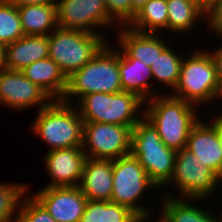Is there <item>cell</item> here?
I'll return each instance as SVG.
<instances>
[{
  "mask_svg": "<svg viewBox=\"0 0 222 222\" xmlns=\"http://www.w3.org/2000/svg\"><path fill=\"white\" fill-rule=\"evenodd\" d=\"M144 107V117L157 129L167 148L175 151L186 148L189 133L200 120L195 105L170 94H160L144 102Z\"/></svg>",
  "mask_w": 222,
  "mask_h": 222,
  "instance_id": "obj_1",
  "label": "cell"
},
{
  "mask_svg": "<svg viewBox=\"0 0 222 222\" xmlns=\"http://www.w3.org/2000/svg\"><path fill=\"white\" fill-rule=\"evenodd\" d=\"M120 78L119 48L114 49L106 43L88 63L67 78L62 101L72 103L69 100L74 96H79L80 100L83 96L96 92H122Z\"/></svg>",
  "mask_w": 222,
  "mask_h": 222,
  "instance_id": "obj_2",
  "label": "cell"
},
{
  "mask_svg": "<svg viewBox=\"0 0 222 222\" xmlns=\"http://www.w3.org/2000/svg\"><path fill=\"white\" fill-rule=\"evenodd\" d=\"M73 104L52 100L38 110L31 130L51 146L49 150L82 146L84 122Z\"/></svg>",
  "mask_w": 222,
  "mask_h": 222,
  "instance_id": "obj_3",
  "label": "cell"
},
{
  "mask_svg": "<svg viewBox=\"0 0 222 222\" xmlns=\"http://www.w3.org/2000/svg\"><path fill=\"white\" fill-rule=\"evenodd\" d=\"M194 51L183 58L178 83L170 94L192 105L212 103L222 97V84L216 75V67L208 50Z\"/></svg>",
  "mask_w": 222,
  "mask_h": 222,
  "instance_id": "obj_4",
  "label": "cell"
},
{
  "mask_svg": "<svg viewBox=\"0 0 222 222\" xmlns=\"http://www.w3.org/2000/svg\"><path fill=\"white\" fill-rule=\"evenodd\" d=\"M130 154L138 159L157 188H163L170 180L176 151L165 146L157 129L144 116L132 129Z\"/></svg>",
  "mask_w": 222,
  "mask_h": 222,
  "instance_id": "obj_5",
  "label": "cell"
},
{
  "mask_svg": "<svg viewBox=\"0 0 222 222\" xmlns=\"http://www.w3.org/2000/svg\"><path fill=\"white\" fill-rule=\"evenodd\" d=\"M78 101L80 105L77 107L80 108L78 111L83 122L119 124L133 129L144 116V110L140 111L144 101L131 92H96L85 95Z\"/></svg>",
  "mask_w": 222,
  "mask_h": 222,
  "instance_id": "obj_6",
  "label": "cell"
},
{
  "mask_svg": "<svg viewBox=\"0 0 222 222\" xmlns=\"http://www.w3.org/2000/svg\"><path fill=\"white\" fill-rule=\"evenodd\" d=\"M101 34L57 27L49 34L48 57L68 78L88 63L107 43Z\"/></svg>",
  "mask_w": 222,
  "mask_h": 222,
  "instance_id": "obj_7",
  "label": "cell"
},
{
  "mask_svg": "<svg viewBox=\"0 0 222 222\" xmlns=\"http://www.w3.org/2000/svg\"><path fill=\"white\" fill-rule=\"evenodd\" d=\"M112 176L111 202L127 206L137 215H150V208L141 206L138 200L144 192L159 189L149 179L138 159L131 154L114 159Z\"/></svg>",
  "mask_w": 222,
  "mask_h": 222,
  "instance_id": "obj_8",
  "label": "cell"
},
{
  "mask_svg": "<svg viewBox=\"0 0 222 222\" xmlns=\"http://www.w3.org/2000/svg\"><path fill=\"white\" fill-rule=\"evenodd\" d=\"M170 183L177 188L181 199H206L212 196L214 191L220 186V177L205 166L197 156L186 148L176 151L175 165ZM217 188V189H215Z\"/></svg>",
  "mask_w": 222,
  "mask_h": 222,
  "instance_id": "obj_9",
  "label": "cell"
},
{
  "mask_svg": "<svg viewBox=\"0 0 222 222\" xmlns=\"http://www.w3.org/2000/svg\"><path fill=\"white\" fill-rule=\"evenodd\" d=\"M130 126L84 122L82 149L87 158L110 159L130 154Z\"/></svg>",
  "mask_w": 222,
  "mask_h": 222,
  "instance_id": "obj_10",
  "label": "cell"
},
{
  "mask_svg": "<svg viewBox=\"0 0 222 222\" xmlns=\"http://www.w3.org/2000/svg\"><path fill=\"white\" fill-rule=\"evenodd\" d=\"M113 22L105 0H59L57 3V24L60 28L103 35L97 29L110 27Z\"/></svg>",
  "mask_w": 222,
  "mask_h": 222,
  "instance_id": "obj_11",
  "label": "cell"
},
{
  "mask_svg": "<svg viewBox=\"0 0 222 222\" xmlns=\"http://www.w3.org/2000/svg\"><path fill=\"white\" fill-rule=\"evenodd\" d=\"M53 99L19 70H0V105L17 110L47 106Z\"/></svg>",
  "mask_w": 222,
  "mask_h": 222,
  "instance_id": "obj_12",
  "label": "cell"
},
{
  "mask_svg": "<svg viewBox=\"0 0 222 222\" xmlns=\"http://www.w3.org/2000/svg\"><path fill=\"white\" fill-rule=\"evenodd\" d=\"M56 222H80L87 198L77 187H44L31 194Z\"/></svg>",
  "mask_w": 222,
  "mask_h": 222,
  "instance_id": "obj_13",
  "label": "cell"
},
{
  "mask_svg": "<svg viewBox=\"0 0 222 222\" xmlns=\"http://www.w3.org/2000/svg\"><path fill=\"white\" fill-rule=\"evenodd\" d=\"M86 158L82 146L48 150L43 160L52 181L45 187H77Z\"/></svg>",
  "mask_w": 222,
  "mask_h": 222,
  "instance_id": "obj_14",
  "label": "cell"
},
{
  "mask_svg": "<svg viewBox=\"0 0 222 222\" xmlns=\"http://www.w3.org/2000/svg\"><path fill=\"white\" fill-rule=\"evenodd\" d=\"M186 149L222 177V145L217 135V117L211 124L200 118L189 133Z\"/></svg>",
  "mask_w": 222,
  "mask_h": 222,
  "instance_id": "obj_15",
  "label": "cell"
},
{
  "mask_svg": "<svg viewBox=\"0 0 222 222\" xmlns=\"http://www.w3.org/2000/svg\"><path fill=\"white\" fill-rule=\"evenodd\" d=\"M113 160L86 158L78 187L87 200L111 201Z\"/></svg>",
  "mask_w": 222,
  "mask_h": 222,
  "instance_id": "obj_16",
  "label": "cell"
},
{
  "mask_svg": "<svg viewBox=\"0 0 222 222\" xmlns=\"http://www.w3.org/2000/svg\"><path fill=\"white\" fill-rule=\"evenodd\" d=\"M123 29V30H122ZM117 35L119 49L130 59H137L151 66L160 54L168 47L161 34L142 33L122 26Z\"/></svg>",
  "mask_w": 222,
  "mask_h": 222,
  "instance_id": "obj_17",
  "label": "cell"
},
{
  "mask_svg": "<svg viewBox=\"0 0 222 222\" xmlns=\"http://www.w3.org/2000/svg\"><path fill=\"white\" fill-rule=\"evenodd\" d=\"M49 35H24L5 46V69L21 71L27 65L48 57Z\"/></svg>",
  "mask_w": 222,
  "mask_h": 222,
  "instance_id": "obj_18",
  "label": "cell"
},
{
  "mask_svg": "<svg viewBox=\"0 0 222 222\" xmlns=\"http://www.w3.org/2000/svg\"><path fill=\"white\" fill-rule=\"evenodd\" d=\"M21 72L53 100H62L67 88V77L50 57L27 65Z\"/></svg>",
  "mask_w": 222,
  "mask_h": 222,
  "instance_id": "obj_19",
  "label": "cell"
},
{
  "mask_svg": "<svg viewBox=\"0 0 222 222\" xmlns=\"http://www.w3.org/2000/svg\"><path fill=\"white\" fill-rule=\"evenodd\" d=\"M119 73L123 91L136 94L144 102L161 94H157L149 83L152 78L151 67L140 60L128 58L120 49Z\"/></svg>",
  "mask_w": 222,
  "mask_h": 222,
  "instance_id": "obj_20",
  "label": "cell"
},
{
  "mask_svg": "<svg viewBox=\"0 0 222 222\" xmlns=\"http://www.w3.org/2000/svg\"><path fill=\"white\" fill-rule=\"evenodd\" d=\"M164 193L162 216L157 222H222L221 216L215 217L205 209L195 207L191 201L197 199H181L170 191Z\"/></svg>",
  "mask_w": 222,
  "mask_h": 222,
  "instance_id": "obj_21",
  "label": "cell"
},
{
  "mask_svg": "<svg viewBox=\"0 0 222 222\" xmlns=\"http://www.w3.org/2000/svg\"><path fill=\"white\" fill-rule=\"evenodd\" d=\"M18 13L25 35H49L58 27L57 5H26Z\"/></svg>",
  "mask_w": 222,
  "mask_h": 222,
  "instance_id": "obj_22",
  "label": "cell"
},
{
  "mask_svg": "<svg viewBox=\"0 0 222 222\" xmlns=\"http://www.w3.org/2000/svg\"><path fill=\"white\" fill-rule=\"evenodd\" d=\"M167 19V0H149L128 27L142 33L159 34L162 29H167Z\"/></svg>",
  "mask_w": 222,
  "mask_h": 222,
  "instance_id": "obj_23",
  "label": "cell"
},
{
  "mask_svg": "<svg viewBox=\"0 0 222 222\" xmlns=\"http://www.w3.org/2000/svg\"><path fill=\"white\" fill-rule=\"evenodd\" d=\"M167 31L186 33L194 28L199 17L207 15L197 4L188 0H167Z\"/></svg>",
  "mask_w": 222,
  "mask_h": 222,
  "instance_id": "obj_24",
  "label": "cell"
},
{
  "mask_svg": "<svg viewBox=\"0 0 222 222\" xmlns=\"http://www.w3.org/2000/svg\"><path fill=\"white\" fill-rule=\"evenodd\" d=\"M137 214L111 201L88 200L80 222H131Z\"/></svg>",
  "mask_w": 222,
  "mask_h": 222,
  "instance_id": "obj_25",
  "label": "cell"
},
{
  "mask_svg": "<svg viewBox=\"0 0 222 222\" xmlns=\"http://www.w3.org/2000/svg\"><path fill=\"white\" fill-rule=\"evenodd\" d=\"M183 57L175 53L170 45L152 63V78L170 89H175L180 75Z\"/></svg>",
  "mask_w": 222,
  "mask_h": 222,
  "instance_id": "obj_26",
  "label": "cell"
},
{
  "mask_svg": "<svg viewBox=\"0 0 222 222\" xmlns=\"http://www.w3.org/2000/svg\"><path fill=\"white\" fill-rule=\"evenodd\" d=\"M24 35L18 8L0 0V43L6 46Z\"/></svg>",
  "mask_w": 222,
  "mask_h": 222,
  "instance_id": "obj_27",
  "label": "cell"
},
{
  "mask_svg": "<svg viewBox=\"0 0 222 222\" xmlns=\"http://www.w3.org/2000/svg\"><path fill=\"white\" fill-rule=\"evenodd\" d=\"M15 222H56L48 211L31 195L21 203Z\"/></svg>",
  "mask_w": 222,
  "mask_h": 222,
  "instance_id": "obj_28",
  "label": "cell"
},
{
  "mask_svg": "<svg viewBox=\"0 0 222 222\" xmlns=\"http://www.w3.org/2000/svg\"><path fill=\"white\" fill-rule=\"evenodd\" d=\"M109 17L121 26L132 22V0H105Z\"/></svg>",
  "mask_w": 222,
  "mask_h": 222,
  "instance_id": "obj_29",
  "label": "cell"
},
{
  "mask_svg": "<svg viewBox=\"0 0 222 222\" xmlns=\"http://www.w3.org/2000/svg\"><path fill=\"white\" fill-rule=\"evenodd\" d=\"M207 25L215 35L222 38V4L210 6L209 14L206 17Z\"/></svg>",
  "mask_w": 222,
  "mask_h": 222,
  "instance_id": "obj_30",
  "label": "cell"
},
{
  "mask_svg": "<svg viewBox=\"0 0 222 222\" xmlns=\"http://www.w3.org/2000/svg\"><path fill=\"white\" fill-rule=\"evenodd\" d=\"M213 51V52H212ZM210 50V55L214 61L215 67H216V75L218 80L222 84V46L219 47L218 49Z\"/></svg>",
  "mask_w": 222,
  "mask_h": 222,
  "instance_id": "obj_31",
  "label": "cell"
},
{
  "mask_svg": "<svg viewBox=\"0 0 222 222\" xmlns=\"http://www.w3.org/2000/svg\"><path fill=\"white\" fill-rule=\"evenodd\" d=\"M15 7H23L26 5L48 4L57 5L58 0H7Z\"/></svg>",
  "mask_w": 222,
  "mask_h": 222,
  "instance_id": "obj_32",
  "label": "cell"
},
{
  "mask_svg": "<svg viewBox=\"0 0 222 222\" xmlns=\"http://www.w3.org/2000/svg\"><path fill=\"white\" fill-rule=\"evenodd\" d=\"M149 0H132V20Z\"/></svg>",
  "mask_w": 222,
  "mask_h": 222,
  "instance_id": "obj_33",
  "label": "cell"
},
{
  "mask_svg": "<svg viewBox=\"0 0 222 222\" xmlns=\"http://www.w3.org/2000/svg\"><path fill=\"white\" fill-rule=\"evenodd\" d=\"M217 135L219 142L222 145V114L217 115Z\"/></svg>",
  "mask_w": 222,
  "mask_h": 222,
  "instance_id": "obj_34",
  "label": "cell"
},
{
  "mask_svg": "<svg viewBox=\"0 0 222 222\" xmlns=\"http://www.w3.org/2000/svg\"><path fill=\"white\" fill-rule=\"evenodd\" d=\"M5 69V46L0 43V70Z\"/></svg>",
  "mask_w": 222,
  "mask_h": 222,
  "instance_id": "obj_35",
  "label": "cell"
},
{
  "mask_svg": "<svg viewBox=\"0 0 222 222\" xmlns=\"http://www.w3.org/2000/svg\"><path fill=\"white\" fill-rule=\"evenodd\" d=\"M216 0H202V10L208 15L210 6L215 2Z\"/></svg>",
  "mask_w": 222,
  "mask_h": 222,
  "instance_id": "obj_36",
  "label": "cell"
},
{
  "mask_svg": "<svg viewBox=\"0 0 222 222\" xmlns=\"http://www.w3.org/2000/svg\"><path fill=\"white\" fill-rule=\"evenodd\" d=\"M149 215H137L131 222H146Z\"/></svg>",
  "mask_w": 222,
  "mask_h": 222,
  "instance_id": "obj_37",
  "label": "cell"
},
{
  "mask_svg": "<svg viewBox=\"0 0 222 222\" xmlns=\"http://www.w3.org/2000/svg\"><path fill=\"white\" fill-rule=\"evenodd\" d=\"M188 1H191L195 4H197L202 9V0H188Z\"/></svg>",
  "mask_w": 222,
  "mask_h": 222,
  "instance_id": "obj_38",
  "label": "cell"
},
{
  "mask_svg": "<svg viewBox=\"0 0 222 222\" xmlns=\"http://www.w3.org/2000/svg\"><path fill=\"white\" fill-rule=\"evenodd\" d=\"M219 4H222V0H216L211 6H218Z\"/></svg>",
  "mask_w": 222,
  "mask_h": 222,
  "instance_id": "obj_39",
  "label": "cell"
},
{
  "mask_svg": "<svg viewBox=\"0 0 222 222\" xmlns=\"http://www.w3.org/2000/svg\"><path fill=\"white\" fill-rule=\"evenodd\" d=\"M222 181V177H220V185H221V182ZM220 213H222V212H220ZM220 216H221V219H222V214H220Z\"/></svg>",
  "mask_w": 222,
  "mask_h": 222,
  "instance_id": "obj_40",
  "label": "cell"
}]
</instances>
